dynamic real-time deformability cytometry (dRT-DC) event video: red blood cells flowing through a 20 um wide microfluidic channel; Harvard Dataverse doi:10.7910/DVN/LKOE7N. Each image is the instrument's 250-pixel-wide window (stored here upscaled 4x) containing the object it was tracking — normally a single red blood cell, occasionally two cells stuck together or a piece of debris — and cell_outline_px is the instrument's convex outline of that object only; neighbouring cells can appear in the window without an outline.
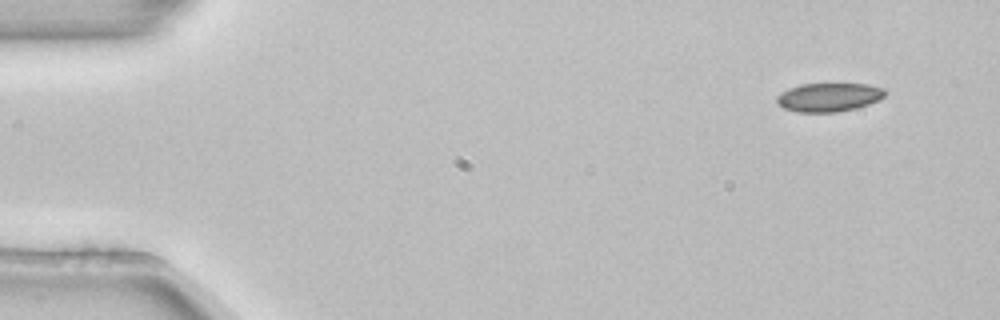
{"species": "common noctule bat (a hibernating species)", "species_latin": "Nyctalus noctula", "temperature_condition": "room temperature", "stored_images_in_passage": 3, "camera_frame_rate_fps": 3000, "um_per_image_px": 0.085, "animal": {"sex": "female", "body_mass_g": 22.7, "forearm_length_mm": 54.2}, "frame": {"image": 1, "passage_image": 1, "time_ms": 0.0, "image_size_px": [1000, 320], "cell_outline_px": [[888, 92], [880, 100], [856, 108], [836, 112], [796, 112], [784, 108], [776, 104], [776, 96], [788, 88], [800, 84], [868, 84], [884, 88]], "centroid_in_image_um": [70.45, 8.26], "position_along_channel_um": 14.6, "area_um2": 18.26}}